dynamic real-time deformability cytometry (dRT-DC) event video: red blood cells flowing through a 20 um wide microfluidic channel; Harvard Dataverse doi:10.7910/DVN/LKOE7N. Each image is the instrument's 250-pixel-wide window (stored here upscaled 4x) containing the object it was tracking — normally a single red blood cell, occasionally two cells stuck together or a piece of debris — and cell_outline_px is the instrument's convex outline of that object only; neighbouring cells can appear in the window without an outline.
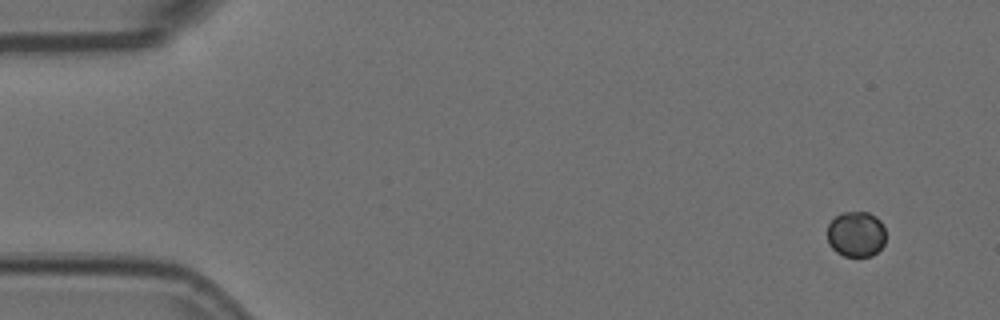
{"species": "Egyptian fruit bat (a non-hibernating species)", "species_latin": "Rousettus aegyptiacus", "temperature_condition": "room temperature", "stored_images_in_passage": 4, "camera_frame_rate_fps": 3000, "um_per_image_px": 0.085, "animal": {"sex": "female"}, "frame": {"image": 1, "passage_image": 1, "time_ms": 0.0, "image_size_px": [1000, 320], "cell_outline_px": [[884, 244], [872, 256], [844, 256], [836, 252], [828, 244], [828, 224], [836, 216], [844, 212], [868, 212], [876, 216], [880, 220], [884, 228]], "centroid_in_image_um": [72.76, 19.9], "position_along_channel_um": 12.2, "area_um2": 15.49}}
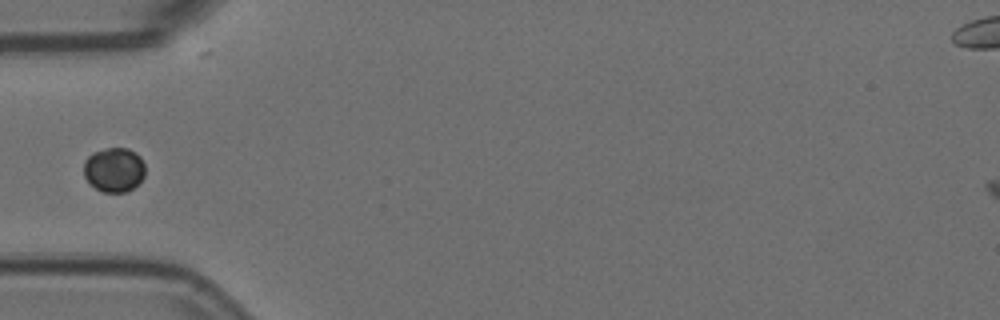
{"frame": {"image": 2, "passage_image": 4, "time_ms": 1.0, "image_size_px": [1000, 320], "cell_outline_px": [[144, 176], [128, 192], [104, 192], [96, 188], [84, 176], [84, 160], [92, 152], [108, 148], [128, 148], [136, 152], [140, 156], [144, 164]], "centroid_in_image_um": [9.69, 14.41], "position_along_channel_um": 75.3, "area_um2": 15.84}}